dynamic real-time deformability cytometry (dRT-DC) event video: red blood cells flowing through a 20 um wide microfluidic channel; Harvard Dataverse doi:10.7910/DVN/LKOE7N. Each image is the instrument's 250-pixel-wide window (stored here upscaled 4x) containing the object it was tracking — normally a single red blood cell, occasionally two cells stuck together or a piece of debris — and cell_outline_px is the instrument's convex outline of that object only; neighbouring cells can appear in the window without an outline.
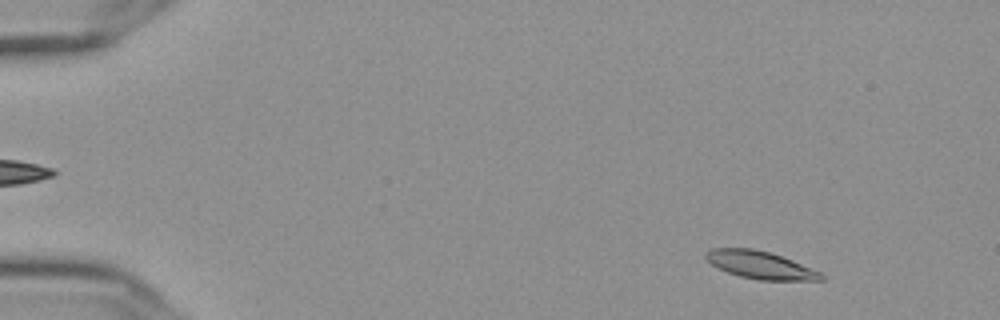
{"species": "Egyptian fruit bat (a non-hibernating species)", "species_latin": "Rousettus aegyptiacus", "temperature_condition": "cold", "stored_images_in_passage": 57, "camera_frame_rate_fps": 3000, "um_per_image_px": 0.085, "frame": {"image": 1, "passage_image": 6, "time_ms": 1.667, "image_size_px": [1000, 320], "cell_outline_px": [[824, 280], [760, 280], [740, 276], [728, 272], [712, 264], [704, 256], [704, 252], [712, 248], [752, 248], [768, 252], [792, 260], [820, 272], [824, 276]], "centroid_in_image_um": [64.61, 22.52], "position_along_channel_um": 20.4, "area_um2": 18.26}}
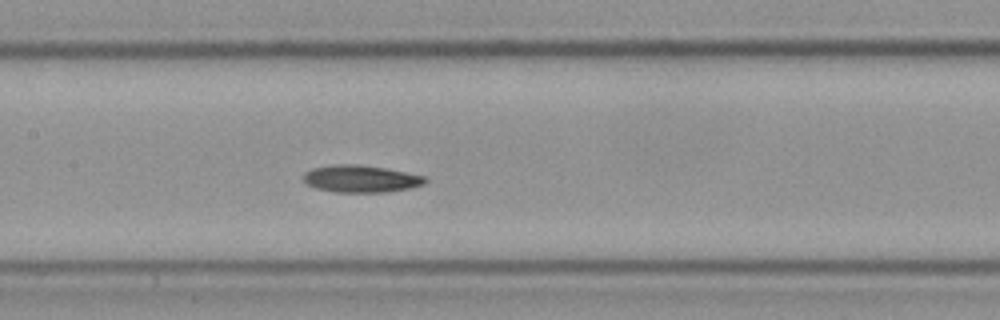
{"frame": {"image": 2, "passage_image": 28, "time_ms": 9.0, "image_size_px": [1000, 320], "cell_outline_px": [[428, 180], [424, 184], [408, 188], [388, 192], [336, 192], [316, 188], [308, 184], [304, 180], [304, 172], [312, 168], [332, 164], [352, 164], [384, 168], [424, 176]], "centroid_in_image_um": [30.65, 15.2], "position_along_channel_um": 176.8, "area_um2": 19.07}}
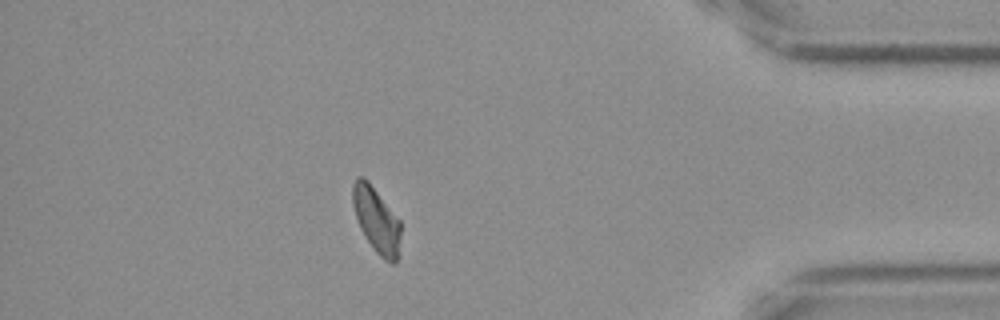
{"frame": {"image": 3, "passage_image": 50, "time_ms": 16.333, "image_size_px": [1000, 320], "cell_outline_px": [[400, 236], [396, 264], [392, 264], [384, 260], [376, 252], [364, 236], [360, 228], [352, 204], [352, 184], [356, 176], [364, 176], [368, 180], [400, 220]], "centroid_in_image_um": [31.98, 18.67], "position_along_channel_um": 403.2, "area_um2": 18.38}, "authors_computed_cell_mechanics": {"area_um2": 18.5538, "velocity_mm_per_s": 3.5799, "shape_relaxation_time_tau1_ms": 4.5176, "shape_relaxation_time_tau2_ms": null, "deformation_change_tau1": 0.1368, "deformation_change_tau2": null}}